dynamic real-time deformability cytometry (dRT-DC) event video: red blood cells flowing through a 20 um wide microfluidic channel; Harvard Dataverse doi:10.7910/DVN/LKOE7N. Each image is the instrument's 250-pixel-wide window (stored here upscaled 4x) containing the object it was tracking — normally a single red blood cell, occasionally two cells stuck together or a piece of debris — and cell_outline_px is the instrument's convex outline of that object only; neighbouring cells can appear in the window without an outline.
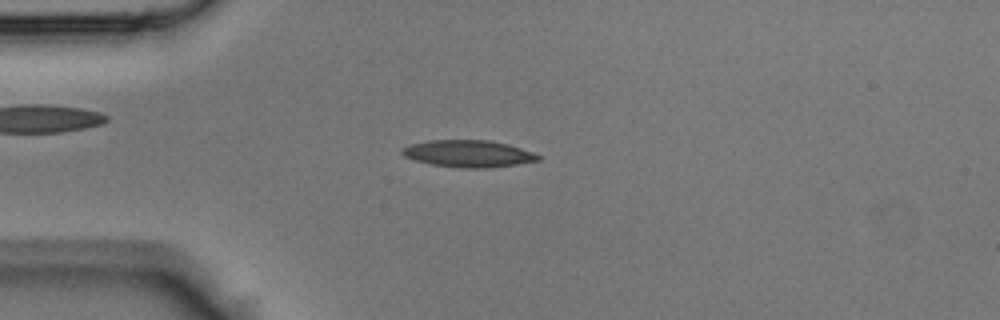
{"species": "Egyptian fruit bat (a non-hibernating species)", "species_latin": "Rousettus aegyptiacus", "temperature_condition": "room temperature", "stored_images_in_passage": 44, "camera_frame_rate_fps": 3000, "um_per_image_px": 0.085, "animal": {"sex": "male"}, "frame": {"image": 1, "passage_image": 11, "time_ms": 3.333, "image_size_px": [1000, 320], "cell_outline_px": [[540, 160], [492, 168], [460, 168], [432, 164], [416, 160], [404, 156], [400, 152], [400, 148], [408, 144], [428, 140], [488, 140], [508, 144], [532, 152], [540, 156]], "centroid_in_image_um": [39.77, 13.06], "position_along_channel_um": 45.2, "area_um2": 21.44}}
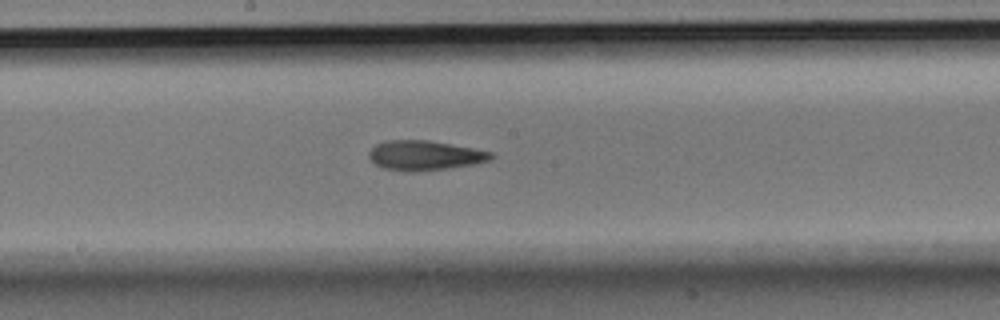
{"frame": {"image": 2, "passage_image": 23, "time_ms": 7.333, "image_size_px": [1000, 320], "cell_outline_px": [[496, 156], [488, 160], [476, 164], [448, 168], [416, 172], [404, 172], [384, 168], [376, 164], [368, 156], [368, 152], [376, 144], [388, 140], [428, 140], [472, 148], [492, 152]], "centroid_in_image_um": [36.1, 13.22], "position_along_channel_um": 212.1, "area_um2": 21.15}}
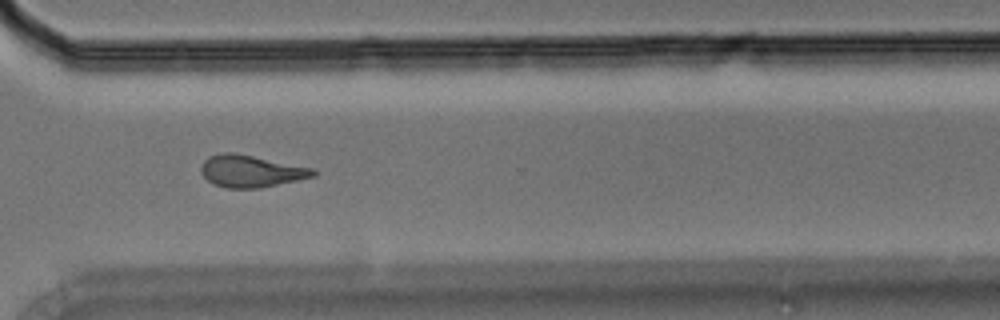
{"frame": {"image": 3, "passage_image": 32, "time_ms": 10.333, "image_size_px": [1000, 320], "cell_outline_px": [[316, 176], [260, 188], [228, 188], [212, 184], [200, 172], [200, 168], [204, 160], [208, 156], [220, 152], [232, 152], [316, 168]], "centroid_in_image_um": [21.33, 14.54], "position_along_channel_um": 349.3, "area_um2": 21.1}}